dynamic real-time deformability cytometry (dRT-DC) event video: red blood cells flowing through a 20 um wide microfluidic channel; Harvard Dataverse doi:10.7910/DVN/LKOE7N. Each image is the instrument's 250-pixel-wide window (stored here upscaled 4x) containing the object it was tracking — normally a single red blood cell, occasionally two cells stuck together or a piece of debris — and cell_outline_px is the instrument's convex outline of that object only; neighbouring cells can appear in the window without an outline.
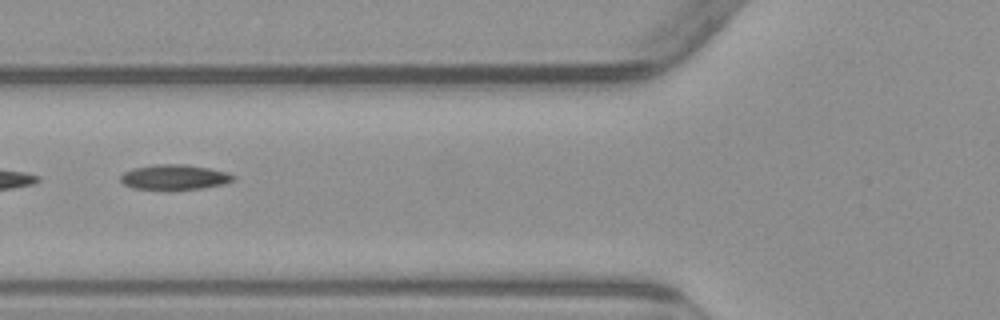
{"species": "common noctule bat (a hibernating species)", "species_latin": "Nyctalus noctula", "temperature_condition": "warm", "stored_images_in_passage": 8, "segment_of_instrument_passage": [2, 2], "camera_frame_rate_fps": 3000, "um_per_image_px": 0.085, "animal": {"sex": "male", "body_mass_g": 23.1, "forearm_length_mm": 52.7}, "frame": {"image": 1, "passage_image": 5, "time_ms": 5.0, "image_size_px": [1000, 320], "cell_outline_px": [[236, 176], [232, 180], [224, 184], [200, 188], [132, 188], [124, 184], [120, 180], [120, 176], [124, 172], [132, 168], [156, 164], [184, 164], [208, 168], [228, 172]], "centroid_in_image_um": [14.82, 15.03], "position_along_channel_um": 111.0, "area_um2": 16.07}}
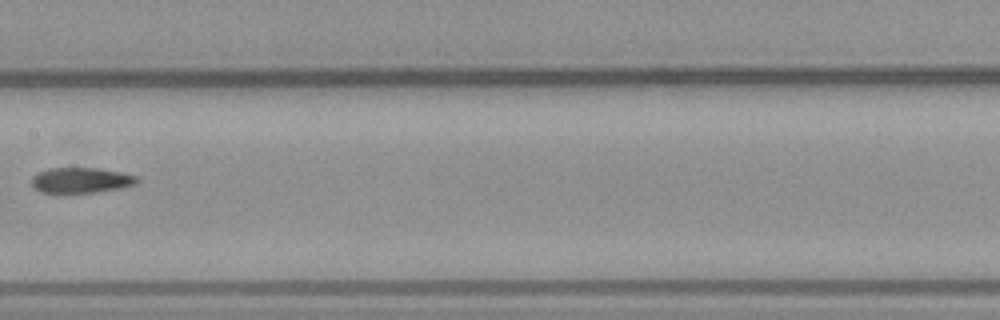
{"frame": {"image": 2, "passage_image": 7, "time_ms": 7.333, "image_size_px": [1000, 320], "cell_outline_px": [[140, 180], [136, 184], [120, 188], [96, 192], [40, 192], [32, 184], [32, 176], [48, 168], [100, 168], [120, 172], [136, 176]], "centroid_in_image_um": [6.91, 15.31], "position_along_channel_um": 200.5, "area_um2": 15.43}}
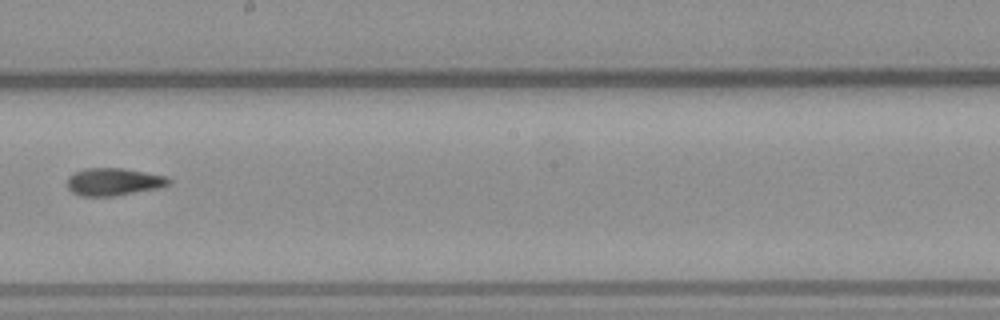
{"frame": {"image": 3, "passage_image": 8, "time_ms": 8.333, "image_size_px": [1000, 320], "cell_outline_px": [[172, 180], [168, 184], [156, 188], [116, 196], [80, 196], [72, 192], [68, 188], [68, 176], [84, 168], [124, 168], [168, 176]], "centroid_in_image_um": [9.65, 15.45], "position_along_channel_um": 238.5, "area_um2": 16.3}}